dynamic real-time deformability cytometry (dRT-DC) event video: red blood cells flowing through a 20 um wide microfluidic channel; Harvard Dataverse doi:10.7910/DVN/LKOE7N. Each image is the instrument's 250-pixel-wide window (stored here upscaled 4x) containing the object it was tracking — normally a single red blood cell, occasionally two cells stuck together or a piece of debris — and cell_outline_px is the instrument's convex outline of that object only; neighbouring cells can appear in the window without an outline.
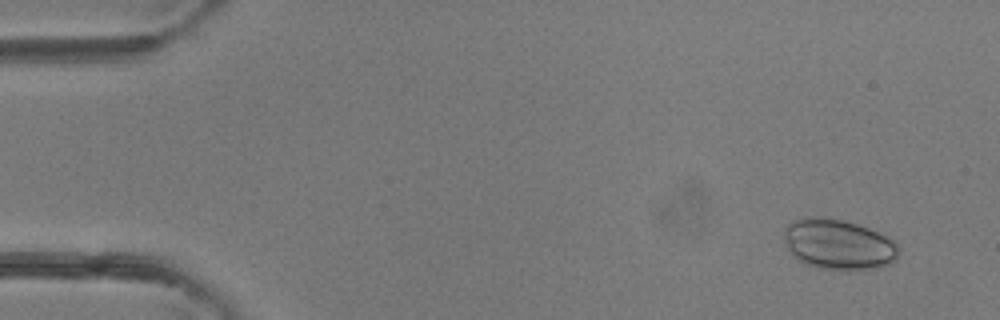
{"species": "common noctule bat (a hibernating species)", "species_latin": "Nyctalus noctula", "temperature_condition": "room temperature", "stored_images_in_passage": 47, "camera_frame_rate_fps": 3000, "um_per_image_px": 0.085, "animal": {"sex": "female"}, "frame": {"image": 1, "passage_image": 4, "time_ms": 1.0, "image_size_px": [1000, 320], "cell_outline_px": [[896, 260], [888, 264], [876, 268], [856, 272], [848, 272], [816, 268], [804, 264], [796, 260], [792, 256], [784, 240], [784, 228], [792, 220], [808, 216], [820, 216], [844, 220], [868, 228], [896, 240]], "centroid_in_image_um": [71.22, 20.8], "position_along_channel_um": 13.8, "area_um2": 34.51}}
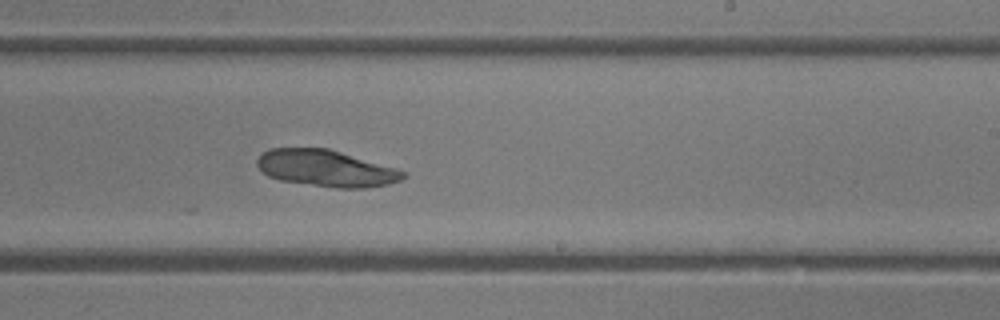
{"frame": {"image": 2, "passage_image": 29, "time_ms": 9.333, "image_size_px": [1000, 320], "cell_outline_px": [[408, 176], [400, 180], [388, 184], [368, 188], [336, 188], [280, 180], [268, 176], [256, 164], [256, 160], [264, 152], [272, 148], [328, 148], [396, 168], [404, 172]], "centroid_in_image_um": [27.73, 14.31], "position_along_channel_um": 261.3, "area_um2": 30.98}}
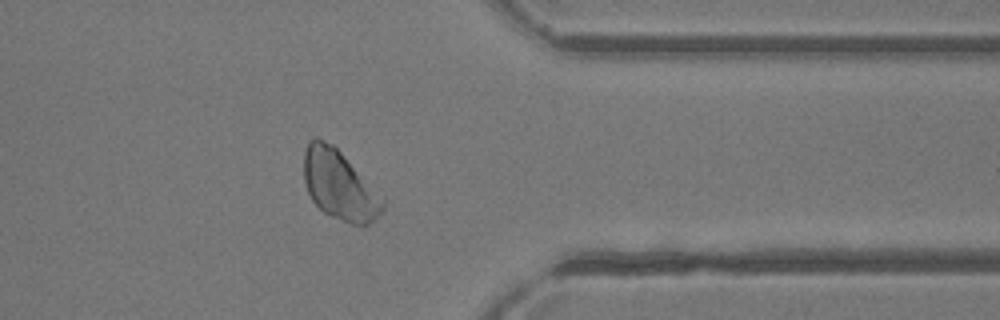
{"frame": {"image": 3, "passage_image": 38, "time_ms": 12.333, "image_size_px": [1000, 320], "cell_outline_px": [[384, 208], [376, 220], [360, 228], [332, 216], [324, 212], [312, 200], [308, 192], [304, 180], [304, 152], [308, 140], [316, 136], [332, 144], [384, 196]], "centroid_in_image_um": [28.88, 15.75], "position_along_channel_um": 382.5, "area_um2": 32.19}}